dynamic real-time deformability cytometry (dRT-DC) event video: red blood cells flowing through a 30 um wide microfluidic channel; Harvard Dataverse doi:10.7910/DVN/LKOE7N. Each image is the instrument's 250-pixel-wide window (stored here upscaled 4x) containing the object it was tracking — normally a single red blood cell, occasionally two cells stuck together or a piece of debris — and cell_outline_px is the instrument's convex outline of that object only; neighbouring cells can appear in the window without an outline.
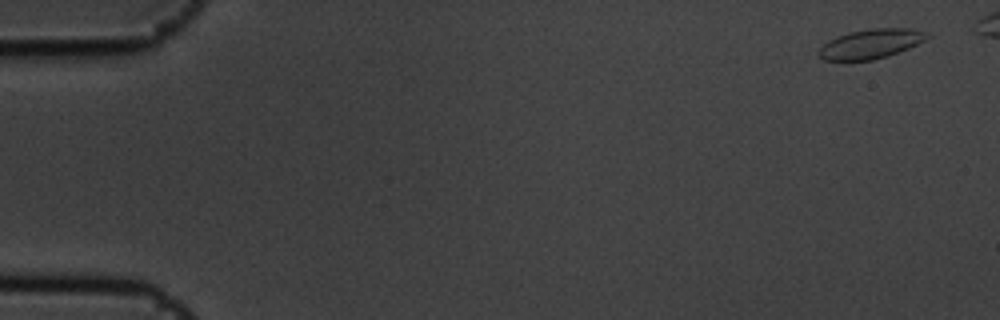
{"species": "common noctule bat (a hibernating species)", "species_latin": "Nyctalus noctula", "temperature_condition": "cold", "stored_images_in_passage": 6, "camera_frame_rate_fps": 3000, "um_per_image_px": 0.085, "animal": {"sex": "male", "body_mass_g": 19.5, "forearm_length_mm": 54.6}, "frame": {"image": 1, "passage_image": 1, "time_ms": 0.0, "image_size_px": [1000, 320], "cell_outline_px": [[932, 36], [908, 48], [888, 56], [872, 60], [824, 60], [816, 52], [828, 40], [836, 36], [848, 32], [872, 28], [908, 28], [924, 32]], "centroid_in_image_um": [73.99, 3.72], "position_along_channel_um": 11.0, "area_um2": 18.5}}